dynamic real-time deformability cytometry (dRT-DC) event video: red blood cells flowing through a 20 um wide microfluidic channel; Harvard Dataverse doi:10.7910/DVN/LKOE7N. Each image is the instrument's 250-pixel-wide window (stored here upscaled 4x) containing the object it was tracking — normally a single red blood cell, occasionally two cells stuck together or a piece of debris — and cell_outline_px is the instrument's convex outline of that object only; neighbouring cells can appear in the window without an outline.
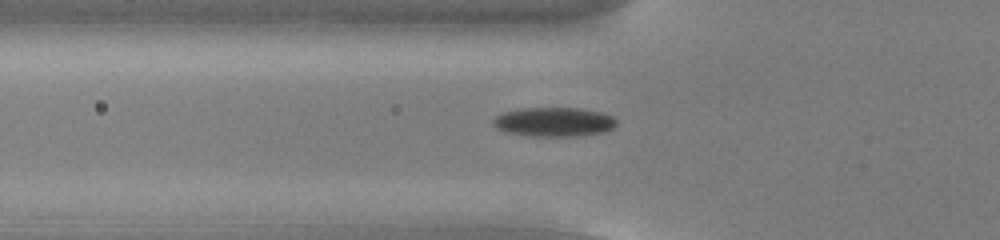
{"species": "common noctule bat (a hibernating species)", "species_latin": "Nyctalus noctula", "temperature_condition": "cold", "stored_images_in_passage": 55, "camera_frame_rate_fps": 3000, "um_per_image_px": 0.085, "animal": {"sex": "male", "body_mass_g": 13.0, "forearm_length_mm": 53.1}, "frame": {"image": 1, "passage_image": 20, "time_ms": 6.333, "image_size_px": [1000, 240], "cell_outline_px": [[616, 124], [612, 128], [604, 132], [572, 136], [532, 136], [508, 132], [496, 128], [492, 124], [492, 120], [496, 116], [504, 112], [520, 108], [580, 108], [600, 112], [612, 116], [616, 120]], "centroid_in_image_um": [47.07, 10.36], "position_along_channel_um": 78.7, "area_um2": 20.87}}
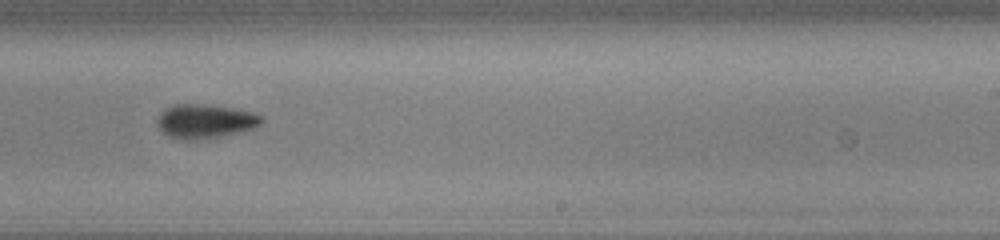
{"frame": {"image": 2, "passage_image": 35, "time_ms": 11.333, "image_size_px": [1000, 240], "cell_outline_px": [[264, 120], [256, 128], [244, 132], [196, 140], [184, 140], [168, 136], [160, 132], [156, 124], [156, 120], [160, 112], [164, 108], [172, 104], [204, 104], [232, 108], [252, 112], [264, 116]], "centroid_in_image_um": [17.42, 10.31], "position_along_channel_um": 271.6, "area_um2": 21.21}}
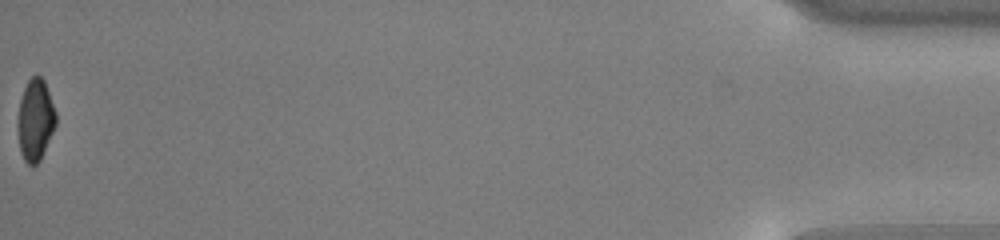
{"frame": {"image": 3, "passage_image": 55, "time_ms": 18.0, "image_size_px": [1000, 240], "cell_outline_px": [[56, 124], [40, 160], [36, 164], [28, 164], [24, 160], [20, 152], [16, 128], [16, 120], [20, 100], [24, 88], [28, 80], [32, 76], [40, 76], [44, 80], [56, 112]], "centroid_in_image_um": [2.97, 10.2], "position_along_channel_um": 432.2, "area_um2": 18.26}, "authors_computed_cell_mechanics": {"area_um2": 19.4208, "velocity_mm_per_s": 3.8546, "shape_relaxation_time_tau1_ms": 2.928, "shape_relaxation_time_tau2_ms": null, "deformation_change_tau1": 0.1184, "deformation_change_tau2": null}}